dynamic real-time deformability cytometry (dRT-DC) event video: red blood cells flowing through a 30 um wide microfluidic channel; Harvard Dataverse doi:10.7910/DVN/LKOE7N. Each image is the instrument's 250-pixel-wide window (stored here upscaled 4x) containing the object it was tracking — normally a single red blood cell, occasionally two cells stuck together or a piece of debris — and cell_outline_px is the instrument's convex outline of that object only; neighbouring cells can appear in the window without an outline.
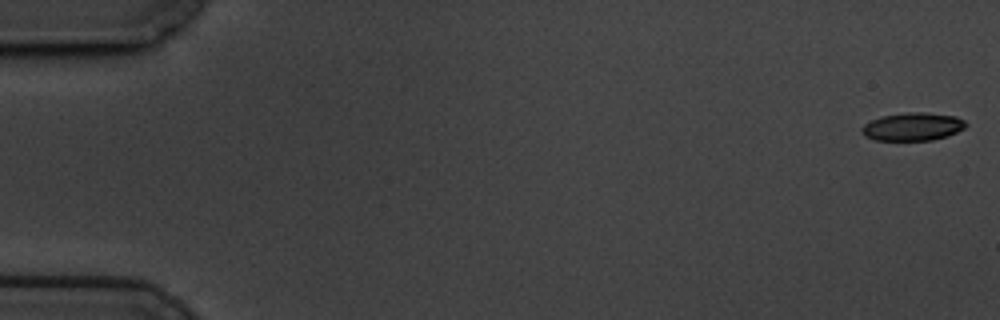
{"species": "common noctule bat (a hibernating species)", "species_latin": "Nyctalus noctula", "temperature_condition": "cold", "stored_images_in_passage": 59, "camera_frame_rate_fps": 3000, "um_per_image_px": 0.085, "animal": {"sex": "male", "body_mass_g": 19.5, "forearm_length_mm": 54.6}, "frame": {"image": 1, "passage_image": 1, "time_ms": 0.0, "image_size_px": [1000, 320], "cell_outline_px": [[968, 124], [964, 128], [948, 136], [932, 140], [876, 140], [864, 136], [860, 132], [860, 128], [864, 124], [872, 120], [884, 116], [908, 112], [924, 112], [956, 116], [964, 120]], "centroid_in_image_um": [77.58, 10.77], "position_along_channel_um": 7.4, "area_um2": 16.99}}
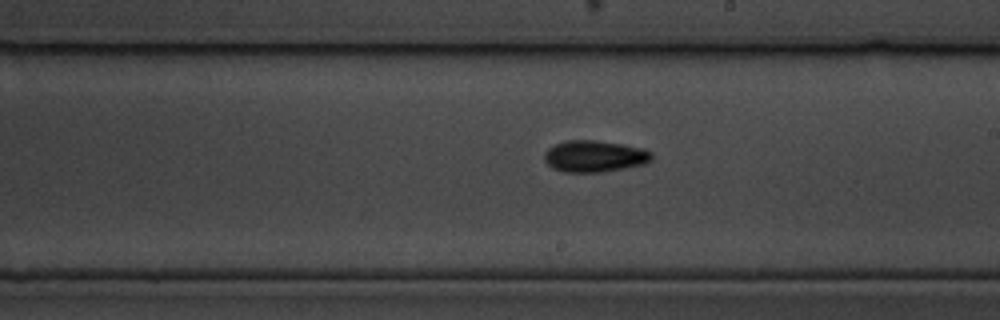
{"frame": {"image": 2, "passage_image": 34, "time_ms": 11.0, "image_size_px": [1000, 320], "cell_outline_px": [[652, 160], [644, 164], [624, 168], [600, 172], [560, 172], [552, 168], [544, 160], [544, 152], [548, 148], [556, 144], [568, 140], [596, 140], [624, 144], [640, 148], [652, 152]], "centroid_in_image_um": [50.51, 13.28], "position_along_channel_um": 238.5, "area_um2": 19.83}}
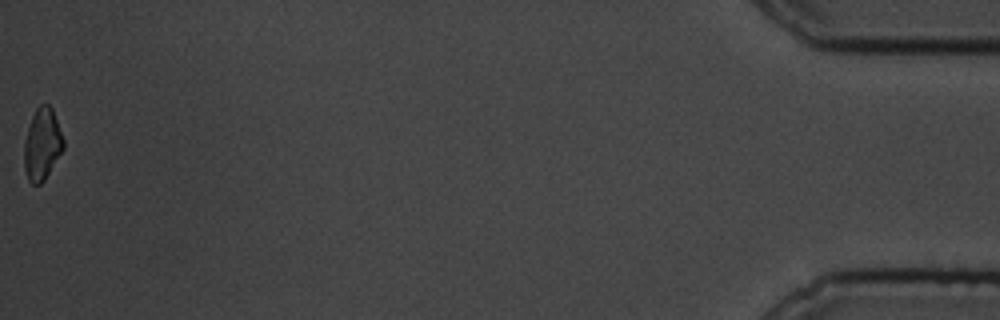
{"frame": {"image": 3, "passage_image": 59, "time_ms": 19.333, "image_size_px": [1000, 320], "cell_outline_px": [[64, 148], [44, 180], [40, 184], [32, 184], [28, 180], [24, 168], [24, 140], [32, 116], [36, 108], [40, 104], [48, 104], [52, 108], [64, 140]], "centroid_in_image_um": [3.57, 12.26], "position_along_channel_um": 431.6, "area_um2": 16.36}, "authors_computed_cell_mechanics": {"area_um2": 17.918, "velocity_mm_per_s": 3.4387, "shape_relaxation_time_tau1_ms": 2.7467, "shape_relaxation_time_tau2_ms": null, "deformation_change_tau1": 0.1094, "deformation_change_tau2": null}}